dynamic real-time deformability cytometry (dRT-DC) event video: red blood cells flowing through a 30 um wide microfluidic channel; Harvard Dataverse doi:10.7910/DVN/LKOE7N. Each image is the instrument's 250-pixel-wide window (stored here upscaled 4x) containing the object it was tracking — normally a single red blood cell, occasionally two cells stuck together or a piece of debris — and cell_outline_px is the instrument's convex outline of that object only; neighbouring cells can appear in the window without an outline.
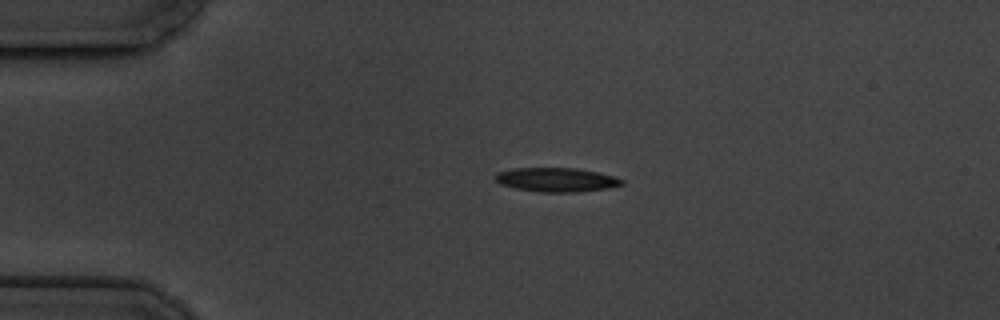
{"species": "common noctule bat (a hibernating species)", "species_latin": "Nyctalus noctula", "temperature_condition": "cold", "stored_images_in_passage": 2, "camera_frame_rate_fps": 3000, "um_per_image_px": 0.085, "animal": {"sex": "male", "body_mass_g": 19.5, "forearm_length_mm": 54.6}, "frame": {"image": 1, "passage_image": 1, "time_ms": 0.0, "image_size_px": [1000, 320], "cell_outline_px": [[624, 184], [608, 188], [576, 192], [540, 192], [516, 188], [500, 184], [496, 180], [496, 172], [512, 168], [576, 168], [596, 172], [612, 176], [624, 180]], "centroid_in_image_um": [47.28, 15.27], "position_along_channel_um": 37.7, "area_um2": 17.63}}